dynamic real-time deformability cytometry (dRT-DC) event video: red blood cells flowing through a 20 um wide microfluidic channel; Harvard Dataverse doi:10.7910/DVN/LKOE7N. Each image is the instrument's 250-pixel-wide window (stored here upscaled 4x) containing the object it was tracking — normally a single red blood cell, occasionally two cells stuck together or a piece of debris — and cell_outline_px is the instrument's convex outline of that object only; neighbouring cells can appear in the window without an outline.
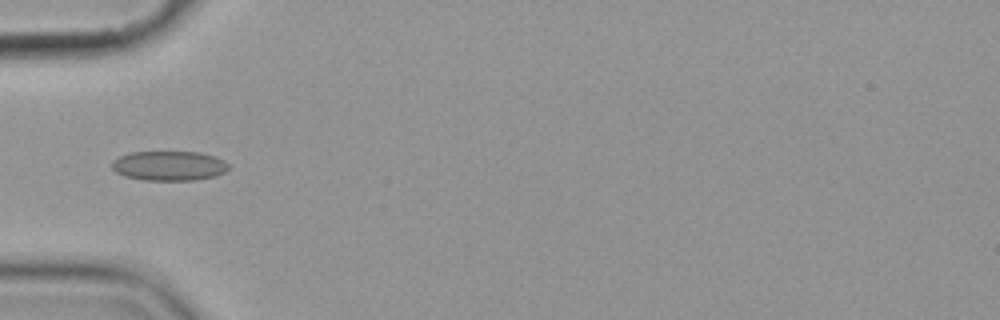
{"species": "common noctule bat (a hibernating species)", "species_latin": "Nyctalus noctula", "temperature_condition": "cold", "stored_images_in_passage": 10, "camera_frame_rate_fps": 3000, "um_per_image_px": 0.085, "animal": {"sex": "female", "body_mass_g": 19.9}, "frame": {"image": 1, "passage_image": 6, "time_ms": 6.0, "image_size_px": [1000, 320], "cell_outline_px": [[228, 168], [224, 172], [216, 176], [192, 180], [144, 180], [124, 176], [116, 172], [112, 168], [112, 160], [128, 152], [200, 152], [216, 156], [224, 160], [228, 164]], "centroid_in_image_um": [14.36, 14.08], "position_along_channel_um": 70.6, "area_um2": 20.23}}
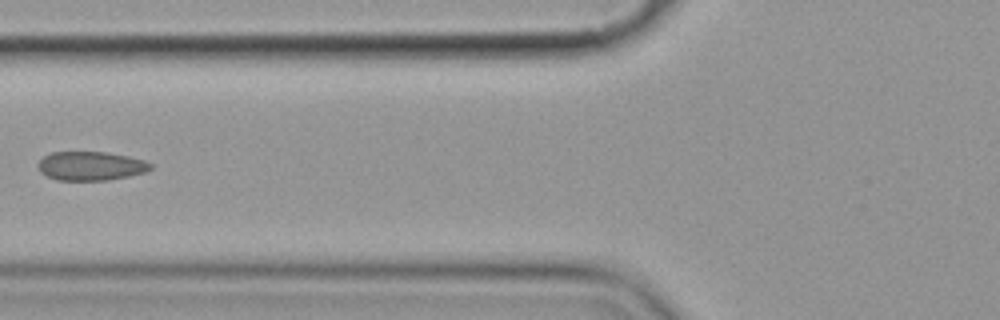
{"frame": {"image": 2, "passage_image": 7, "time_ms": 7.333, "image_size_px": [1000, 320], "cell_outline_px": [[152, 168], [144, 172], [128, 176], [108, 180], [56, 180], [40, 172], [36, 164], [44, 156], [52, 152], [108, 152], [128, 156], [144, 160], [152, 164]], "centroid_in_image_um": [7.7, 14.1], "position_along_channel_um": 118.1, "area_um2": 18.96}}
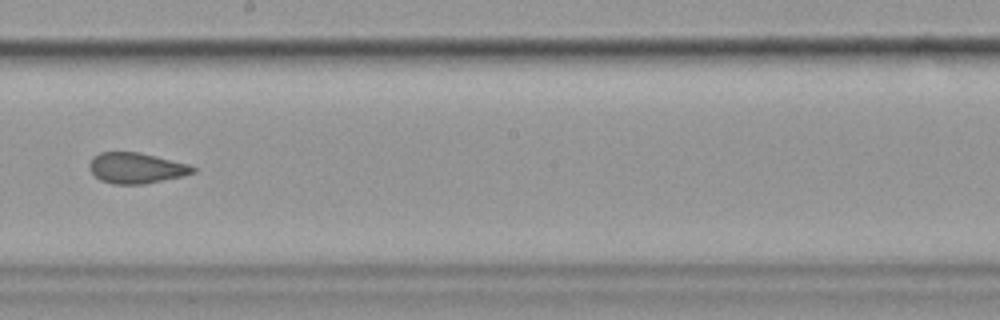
{"frame": {"image": 3, "passage_image": 10, "time_ms": 10.667, "image_size_px": [1000, 320], "cell_outline_px": [[196, 172], [180, 176], [144, 184], [112, 184], [100, 180], [88, 168], [88, 164], [92, 156], [100, 152], [140, 152], [188, 164], [196, 168]], "centroid_in_image_um": [11.53, 14.27], "position_along_channel_um": 236.7, "area_um2": 18.5}}